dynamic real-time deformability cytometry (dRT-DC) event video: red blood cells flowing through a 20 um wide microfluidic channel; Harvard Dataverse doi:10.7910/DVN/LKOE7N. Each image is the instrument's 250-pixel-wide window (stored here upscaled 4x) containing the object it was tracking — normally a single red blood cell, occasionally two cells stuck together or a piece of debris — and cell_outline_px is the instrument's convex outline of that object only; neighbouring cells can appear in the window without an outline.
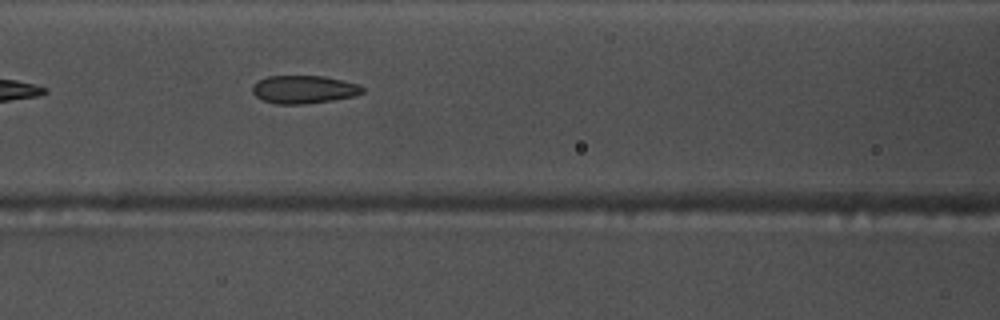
{"species": "common noctule bat (a hibernating species)", "species_latin": "Nyctalus noctula", "temperature_condition": "warm", "stored_images_in_passage": 37, "camera_frame_rate_fps": 3000, "um_per_image_px": 0.085, "animal": {"sex": "male", "body_mass_g": 17.5, "forearm_length_mm": 52.3}, "frame": {"image": 1, "passage_image": 6, "time_ms": 1.667, "image_size_px": [1000, 320], "cell_outline_px": [[364, 92], [356, 96], [332, 100], [304, 104], [276, 104], [264, 100], [256, 96], [252, 92], [252, 84], [268, 76], [324, 76], [344, 80], [360, 84], [364, 88]], "centroid_in_image_um": [25.86, 7.6], "position_along_channel_um": 140.7, "area_um2": 18.09}}
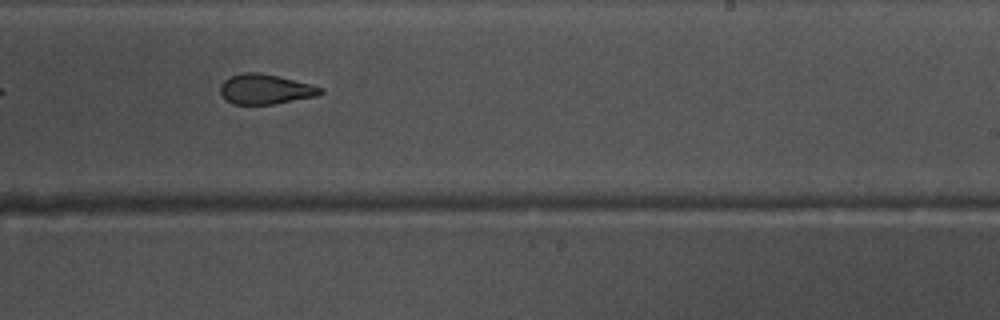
{"frame": {"image": 2, "passage_image": 16, "time_ms": 5.0, "image_size_px": [1000, 320], "cell_outline_px": [[324, 92], [316, 96], [272, 104], [232, 104], [224, 100], [220, 92], [220, 84], [228, 76], [244, 72], [260, 72], [312, 84], [324, 88]], "centroid_in_image_um": [22.52, 7.57], "position_along_channel_um": 266.5, "area_um2": 17.69}}